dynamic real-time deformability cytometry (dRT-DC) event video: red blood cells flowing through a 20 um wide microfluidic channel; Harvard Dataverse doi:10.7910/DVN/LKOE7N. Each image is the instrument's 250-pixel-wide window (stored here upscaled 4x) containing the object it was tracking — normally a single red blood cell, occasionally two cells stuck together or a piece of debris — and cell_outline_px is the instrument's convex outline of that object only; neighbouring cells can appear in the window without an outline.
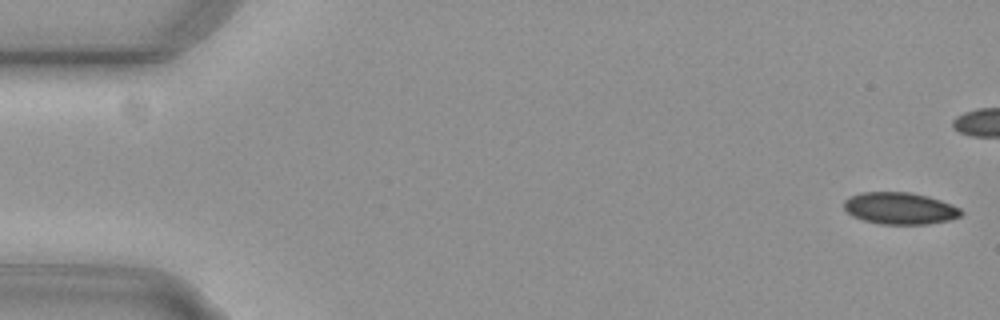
{"species": "common noctule bat (a hibernating species)", "species_latin": "Nyctalus noctula", "temperature_condition": "cold", "stored_images_in_passage": 40, "camera_frame_rate_fps": 3000, "um_per_image_px": 0.085, "animal": {"sex": "female", "body_mass_g": 29.2, "forearm_length_mm": 56.3}, "frame": {"image": 1, "passage_image": 1, "time_ms": 0.0, "image_size_px": [1000, 320], "cell_outline_px": [[964, 212], [960, 216], [948, 220], [928, 224], [880, 224], [864, 220], [852, 216], [844, 208], [844, 200], [852, 196], [864, 192], [912, 192], [928, 196], [952, 204], [960, 208]], "centroid_in_image_um": [76.51, 17.71], "position_along_channel_um": 8.5, "area_um2": 21.73}}
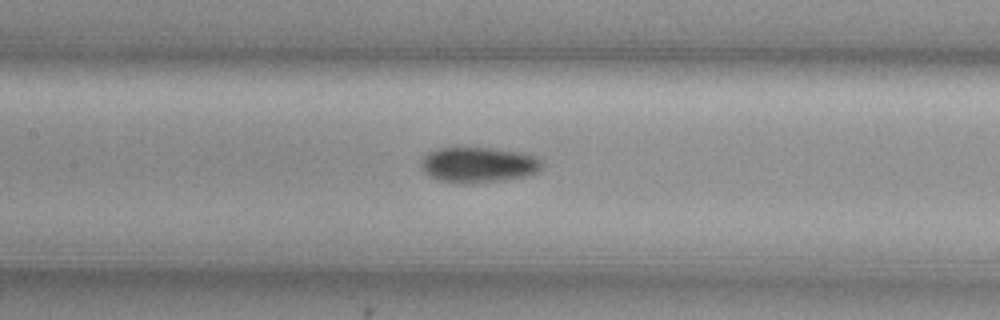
{"frame": {"image": 2, "passage_image": 25, "time_ms": 8.0, "image_size_px": [1000, 320], "cell_outline_px": [[544, 164], [536, 172], [528, 176], [504, 180], [472, 184], [460, 184], [440, 180], [428, 176], [424, 172], [420, 164], [420, 160], [428, 152], [440, 148], [488, 148], [520, 152], [536, 156], [544, 160]], "centroid_in_image_um": [40.67, 14.02], "position_along_channel_um": 166.7, "area_um2": 25.32}}
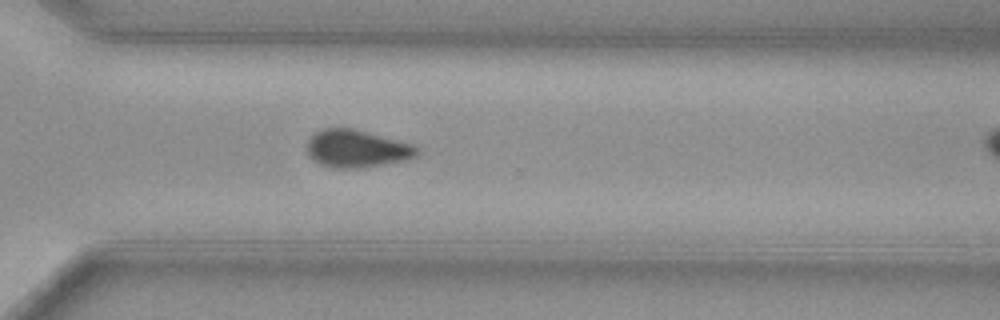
{"frame": {"image": 3, "passage_image": 39, "time_ms": 12.667, "image_size_px": [1000, 320], "cell_outline_px": [[416, 156], [408, 160], [360, 168], [332, 168], [320, 164], [312, 160], [308, 152], [308, 140], [316, 132], [324, 128], [352, 128], [412, 144], [416, 148]], "centroid_in_image_um": [30.3, 12.65], "position_along_channel_um": 340.3, "area_um2": 23.81}}